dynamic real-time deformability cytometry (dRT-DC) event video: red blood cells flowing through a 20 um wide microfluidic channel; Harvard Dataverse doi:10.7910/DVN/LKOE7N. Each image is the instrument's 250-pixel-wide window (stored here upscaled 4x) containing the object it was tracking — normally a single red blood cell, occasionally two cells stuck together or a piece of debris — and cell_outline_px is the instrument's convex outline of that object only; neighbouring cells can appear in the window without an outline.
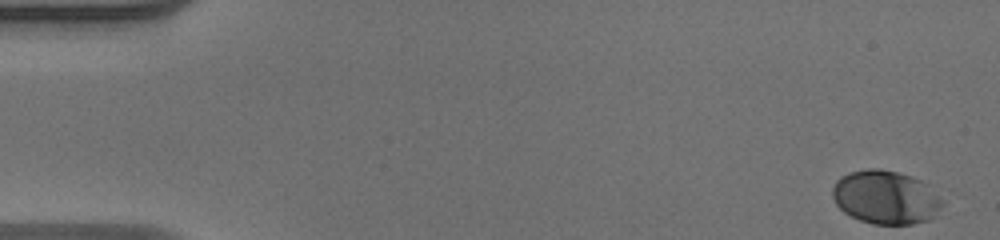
{"species": "human", "species_latin": "Homo sapiens", "temperature_condition": "warm", "stored_images_in_passage": 52, "camera_frame_rate_fps": 3000, "um_per_image_px": 0.085, "donor": {"sex": "male"}, "frame": {"image": 1, "passage_image": 1, "time_ms": 0.0, "image_size_px": [1000, 240], "cell_outline_px": [[944, 204], [928, 220], [912, 224], [872, 224], [860, 220], [844, 212], [836, 204], [832, 196], [832, 188], [836, 180], [840, 176], [848, 172], [868, 168], [880, 168], [912, 176], [928, 184], [944, 200]], "centroid_in_image_um": [75.27, 16.75], "position_along_channel_um": 9.7, "area_um2": 34.51}}
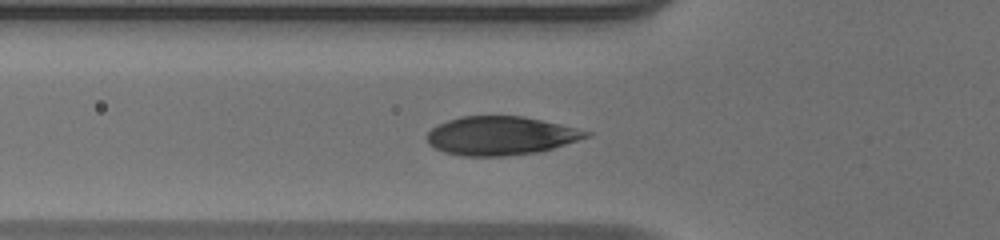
{"frame": {"image": 2, "passage_image": 18, "time_ms": 5.667, "image_size_px": [1000, 240], "cell_outline_px": [[592, 136], [540, 152], [504, 156], [464, 156], [444, 152], [428, 144], [428, 132], [432, 128], [448, 120], [460, 116], [524, 116], [560, 124], [592, 132]], "centroid_in_image_um": [42.59, 11.54], "position_along_channel_um": 83.2, "area_um2": 35.84}}
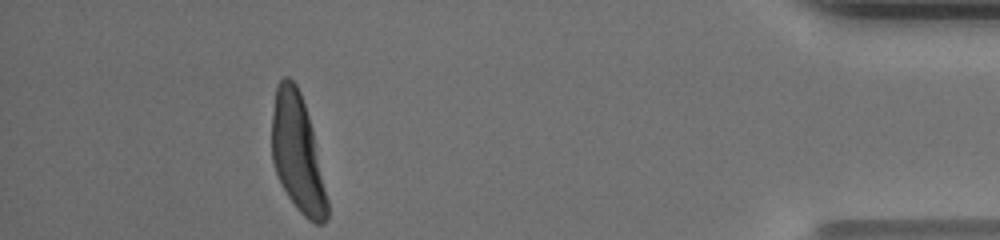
{"frame": {"image": 3, "passage_image": 47, "time_ms": 15.333, "image_size_px": [1000, 240], "cell_outline_px": [[328, 220], [324, 224], [316, 224], [308, 220], [296, 208], [280, 184], [272, 160], [272, 116], [276, 84], [284, 76], [288, 76], [296, 84], [300, 92], [308, 116], [312, 132], [328, 200]], "centroid_in_image_um": [25.27, 13.06], "position_along_channel_um": 409.9, "area_um2": 37.69}, "authors_computed_cell_mechanics": {"area_um2": 37.0787, "velocity_mm_per_s": 3.9606, "shape_relaxation_time_tau1_ms": 1.9739, "shape_relaxation_time_tau2_ms": null, "deformation_change_tau1": 0.1463, "deformation_change_tau2": null}}